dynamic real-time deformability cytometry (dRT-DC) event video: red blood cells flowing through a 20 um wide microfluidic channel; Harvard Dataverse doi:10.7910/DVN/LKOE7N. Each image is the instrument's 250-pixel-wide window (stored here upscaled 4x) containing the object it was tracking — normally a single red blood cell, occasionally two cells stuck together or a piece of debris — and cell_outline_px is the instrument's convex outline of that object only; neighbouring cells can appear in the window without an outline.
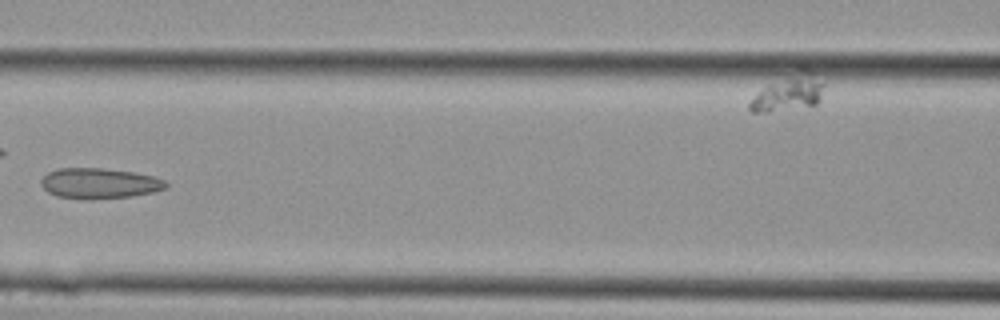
{"species": "Egyptian fruit bat (a non-hibernating species)", "species_latin": "Rousettus aegyptiacus", "temperature_condition": "cold", "stored_images_in_passage": 10, "camera_frame_rate_fps": 3000, "um_per_image_px": 0.085, "animal": {"sex": "female"}, "frame": {"image": 1, "passage_image": 9, "time_ms": 2.667, "image_size_px": [1000, 320], "cell_outline_px": [[168, 188], [152, 192], [132, 196], [92, 200], [84, 200], [56, 196], [48, 192], [40, 184], [40, 180], [48, 172], [60, 168], [100, 168], [132, 172], [152, 176], [164, 180], [168, 184]], "centroid_in_image_um": [8.42, 15.6], "position_along_channel_um": 158.2, "area_um2": 22.31}}